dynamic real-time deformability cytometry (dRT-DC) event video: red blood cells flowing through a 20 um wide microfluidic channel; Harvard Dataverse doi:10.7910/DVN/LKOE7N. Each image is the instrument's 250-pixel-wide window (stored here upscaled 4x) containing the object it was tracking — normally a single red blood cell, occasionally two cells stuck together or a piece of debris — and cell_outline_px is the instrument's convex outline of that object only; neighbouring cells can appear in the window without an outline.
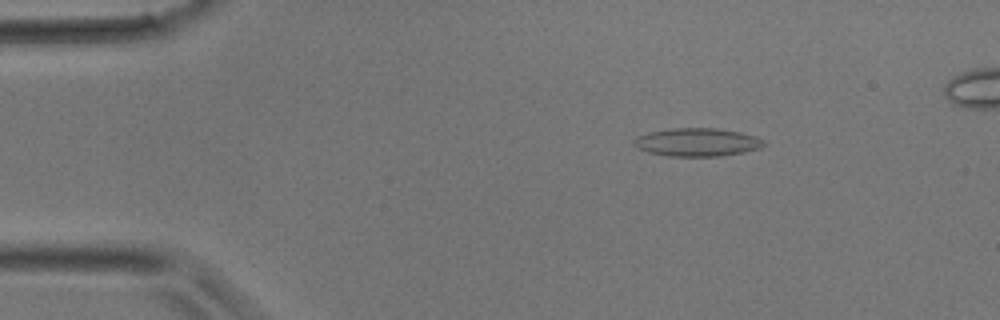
{"species": "common noctule bat (a hibernating species)", "species_latin": "Nyctalus noctula", "temperature_condition": "room temperature", "stored_images_in_passage": 35, "camera_frame_rate_fps": 3000, "um_per_image_px": 0.085, "animal": {"sex": "male", "body_mass_g": 17.9}, "frame": {"image": 1, "passage_image": 3, "time_ms": 0.667, "image_size_px": [1000, 320], "cell_outline_px": [[768, 144], [760, 148], [744, 152], [720, 156], [668, 156], [648, 152], [636, 148], [632, 144], [632, 140], [636, 136], [648, 132], [672, 128], [716, 128], [740, 132], [756, 136], [764, 140]], "centroid_in_image_um": [59.24, 12.08], "position_along_channel_um": 25.8, "area_um2": 21.62}}
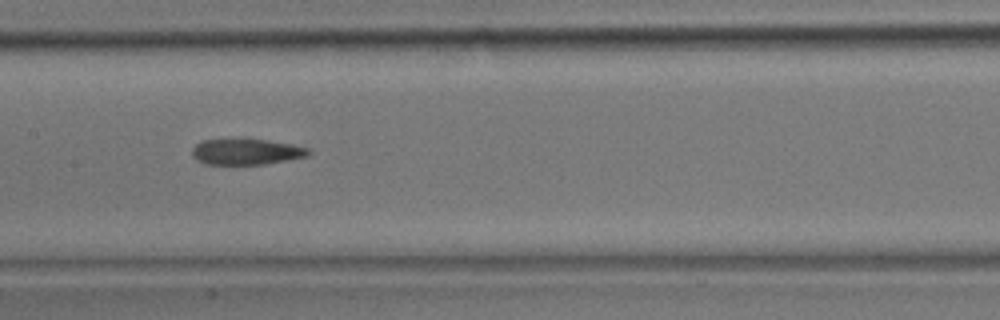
{"frame": {"image": 2, "passage_image": 16, "time_ms": 5.0, "image_size_px": [1000, 320], "cell_outline_px": [[312, 152], [308, 156], [288, 160], [264, 164], [204, 164], [196, 160], [192, 156], [192, 148], [196, 144], [204, 140], [264, 140], [292, 144], [308, 148]], "centroid_in_image_um": [20.94, 12.92], "position_along_channel_um": 186.5, "area_um2": 17.34}}
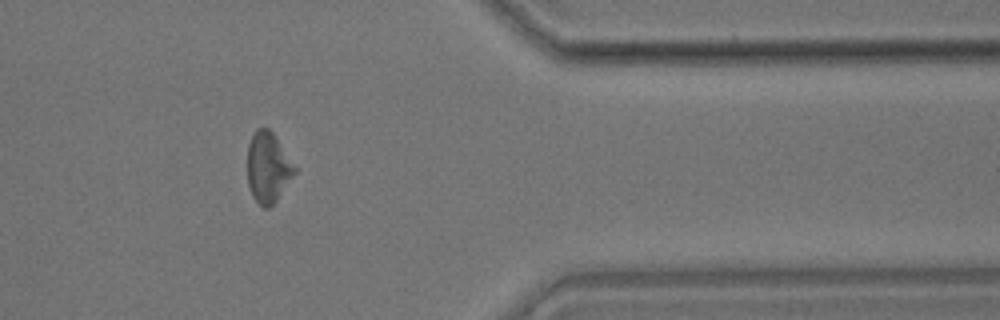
{"frame": {"image": 3, "passage_image": 29, "time_ms": 9.333, "image_size_px": [1000, 320], "cell_outline_px": [[296, 172], [276, 200], [268, 208], [264, 208], [252, 196], [248, 184], [248, 144], [256, 128], [268, 128], [276, 136], [296, 168]], "centroid_in_image_um": [22.77, 14.21], "position_along_channel_um": 388.6, "area_um2": 19.13}}